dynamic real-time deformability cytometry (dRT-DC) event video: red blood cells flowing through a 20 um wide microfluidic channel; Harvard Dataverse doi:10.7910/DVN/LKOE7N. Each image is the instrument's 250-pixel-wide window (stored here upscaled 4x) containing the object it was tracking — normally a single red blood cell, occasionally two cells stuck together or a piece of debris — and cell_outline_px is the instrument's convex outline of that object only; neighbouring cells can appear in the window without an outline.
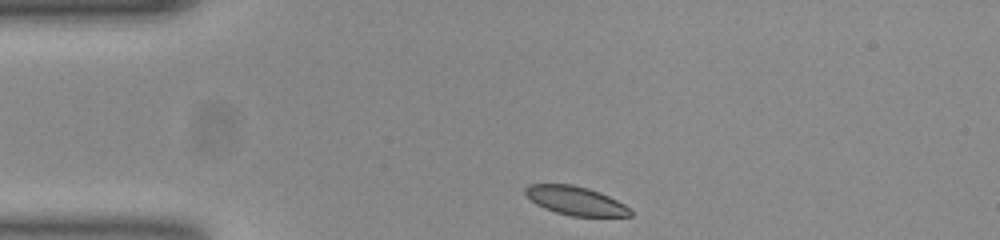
{"species": "common noctule bat (a hibernating species)", "species_latin": "Nyctalus noctula", "temperature_condition": "room temperature", "stored_images_in_passage": 33, "camera_frame_rate_fps": 3000, "um_per_image_px": 0.085, "animal": {"sex": "female", "body_mass_g": 23.0, "forearm_length_mm": 53.4}, "frame": {"image": 1, "passage_image": 1, "time_ms": 0.0, "image_size_px": [1000, 240], "cell_outline_px": [[632, 216], [572, 216], [556, 212], [544, 208], [536, 204], [524, 192], [524, 188], [528, 184], [572, 184], [588, 188], [600, 192], [624, 204], [632, 212]], "centroid_in_image_um": [48.9, 17.05], "position_along_channel_um": 36.1, "area_um2": 17.46}}
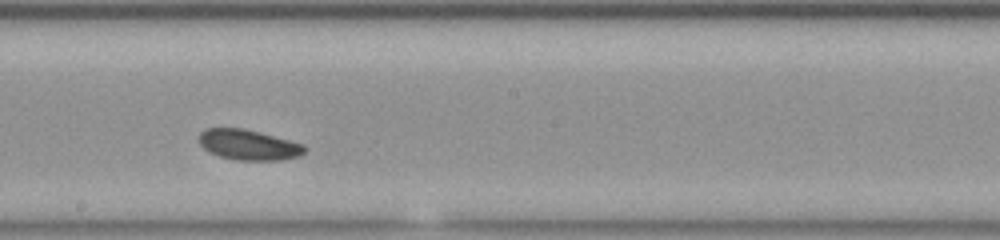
{"frame": {"image": 2, "passage_image": 19, "time_ms": 6.0, "image_size_px": [1000, 240], "cell_outline_px": [[308, 148], [300, 156], [280, 160], [236, 160], [220, 156], [208, 152], [200, 144], [200, 132], [204, 128], [244, 128], [260, 132], [304, 144]], "centroid_in_image_um": [21.14, 12.31], "position_along_channel_um": 227.1, "area_um2": 18.79}}
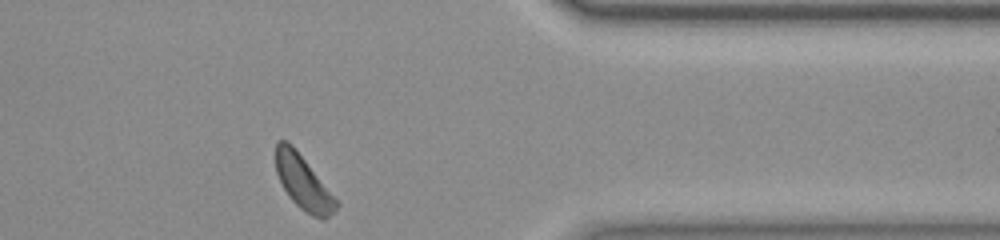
{"frame": {"image": 3, "passage_image": 33, "time_ms": 10.667, "image_size_px": [1000, 240], "cell_outline_px": [[340, 204], [324, 220], [312, 216], [304, 212], [292, 200], [284, 188], [276, 172], [276, 140], [288, 140], [292, 144]], "centroid_in_image_um": [25.75, 15.5], "position_along_channel_um": 385.6, "area_um2": 18.67}, "authors_computed_cell_mechanics": {"area_um2": 18.9584, "velocity_mm_per_s": 3.7868, "shape_relaxation_time_tau1_ms": 3.8239, "shape_relaxation_time_tau2_ms": 5.0003, "deformation_change_tau1": 0.0969, "deformation_change_tau2": 0.0813}}